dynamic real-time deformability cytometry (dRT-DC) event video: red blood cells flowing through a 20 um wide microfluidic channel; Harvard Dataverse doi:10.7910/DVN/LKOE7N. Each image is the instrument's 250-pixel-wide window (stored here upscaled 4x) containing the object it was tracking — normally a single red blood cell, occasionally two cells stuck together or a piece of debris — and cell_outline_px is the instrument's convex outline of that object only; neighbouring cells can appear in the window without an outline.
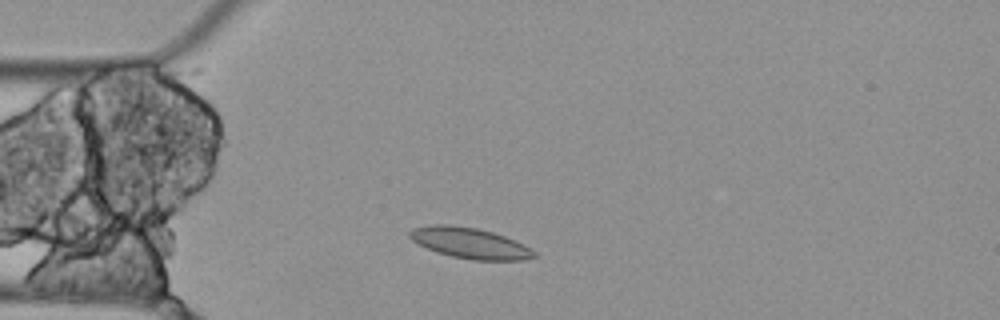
{"species": "Egyptian fruit bat (a non-hibernating species)", "species_latin": "Rousettus aegyptiacus", "temperature_condition": "cold", "stored_images_in_passage": 7, "camera_frame_rate_fps": 3000, "um_per_image_px": 0.085, "animal": {"sex": "female"}, "frame": {"image": 1, "passage_image": 2, "time_ms": 0.333, "image_size_px": [1000, 320], "cell_outline_px": [[536, 256], [524, 260], [472, 260], [452, 256], [436, 252], [412, 240], [408, 236], [408, 232], [412, 228], [432, 224], [448, 224], [476, 228], [492, 232], [504, 236], [524, 244], [536, 252]], "centroid_in_image_um": [39.93, 20.66], "position_along_channel_um": 45.1, "area_um2": 22.25}}
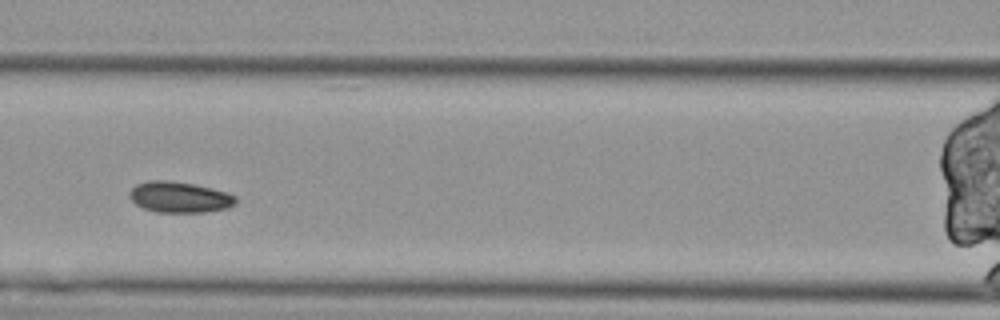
{"frame": {"image": 2, "passage_image": 5, "time_ms": 1.333, "image_size_px": [1000, 320], "cell_outline_px": [[236, 204], [228, 208], [204, 212], [156, 212], [144, 208], [136, 204], [128, 196], [128, 192], [136, 184], [148, 180], [168, 180], [192, 184], [212, 188], [228, 192], [236, 196]], "centroid_in_image_um": [15.26, 16.75], "position_along_channel_um": 151.3, "area_um2": 19.25}}
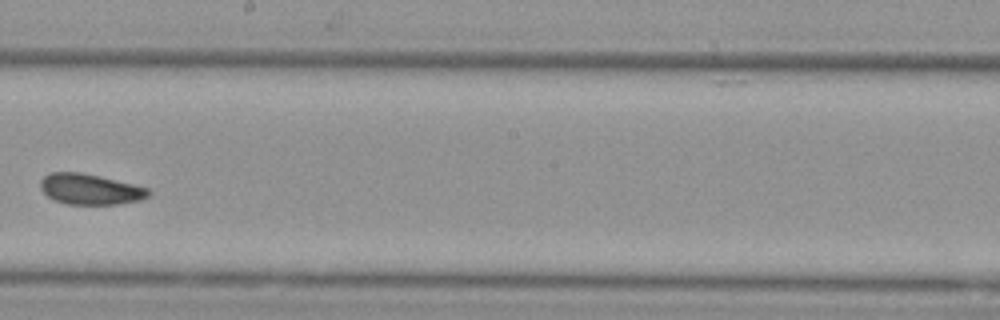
{"frame": {"image": 3, "passage_image": 7, "time_ms": 2.0, "image_size_px": [1000, 320], "cell_outline_px": [[152, 192], [148, 196], [140, 200], [116, 204], [68, 204], [56, 200], [48, 196], [40, 188], [40, 180], [44, 176], [52, 172], [80, 172], [100, 176], [148, 188]], "centroid_in_image_um": [7.66, 16.07], "position_along_channel_um": 240.5, "area_um2": 19.13}}